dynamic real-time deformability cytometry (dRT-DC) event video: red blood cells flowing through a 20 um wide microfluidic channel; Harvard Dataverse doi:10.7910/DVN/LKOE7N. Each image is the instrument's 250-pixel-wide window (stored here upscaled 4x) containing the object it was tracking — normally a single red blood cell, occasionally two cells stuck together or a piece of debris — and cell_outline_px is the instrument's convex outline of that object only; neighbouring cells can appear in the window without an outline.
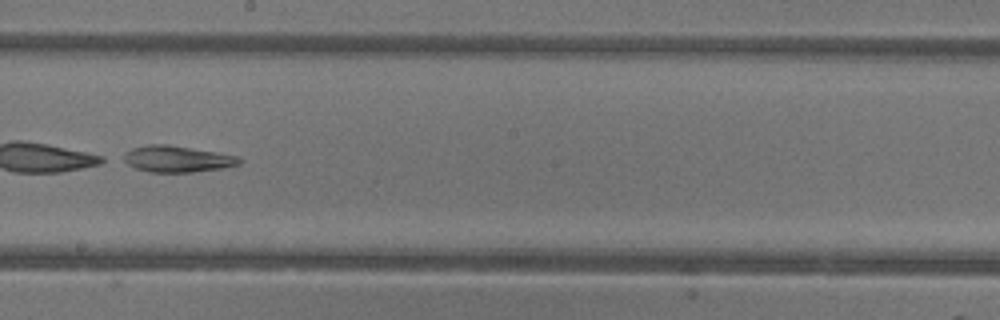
{"species": "common noctule bat (a hibernating species)", "species_latin": "Nyctalus noctula", "temperature_condition": "warm", "stored_images_in_passage": 34, "camera_frame_rate_fps": 3000, "um_per_image_px": 0.085, "animal": {"sex": "female"}, "frame": {"image": 1, "passage_image": 15, "time_ms": 4.667, "image_size_px": [1000, 320], "cell_outline_px": [[244, 160], [240, 164], [224, 168], [192, 172], [152, 172], [136, 168], [120, 160], [120, 156], [132, 148], [148, 144], [168, 144], [240, 156]], "centroid_in_image_um": [15.06, 13.5], "position_along_channel_um": 233.1, "area_um2": 18.03}}